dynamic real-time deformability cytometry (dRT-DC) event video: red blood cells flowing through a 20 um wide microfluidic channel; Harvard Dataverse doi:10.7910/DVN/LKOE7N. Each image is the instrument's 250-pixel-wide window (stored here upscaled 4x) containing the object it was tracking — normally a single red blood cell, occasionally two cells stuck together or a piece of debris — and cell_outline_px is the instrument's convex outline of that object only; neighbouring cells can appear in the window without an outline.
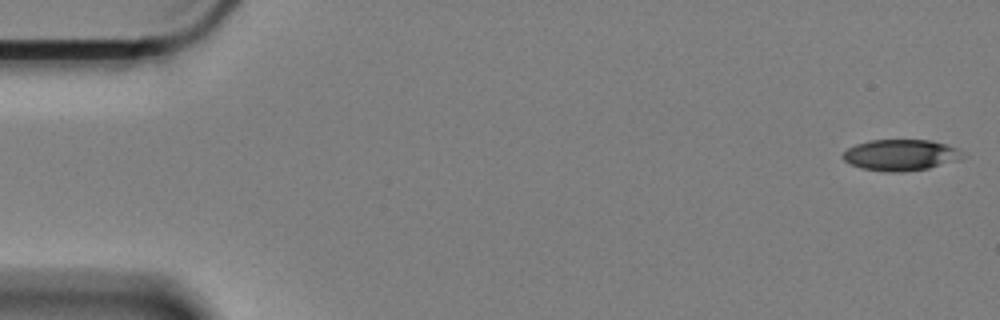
{"species": "Egyptian fruit bat (a non-hibernating species)", "species_latin": "Rousettus aegyptiacus", "temperature_condition": "cold", "stored_images_in_passage": 59, "camera_frame_rate_fps": 3000, "um_per_image_px": 0.085, "animal": {"sex": "female"}, "frame": {"image": 1, "passage_image": 1, "time_ms": 0.0, "image_size_px": [1000, 320], "cell_outline_px": [[964, 156], [928, 168], [900, 172], [888, 172], [864, 168], [852, 164], [844, 160], [840, 156], [848, 148], [856, 144], [872, 140], [932, 140], [960, 148]], "centroid_in_image_um": [76.53, 13.16], "position_along_channel_um": 8.5, "area_um2": 21.39}}
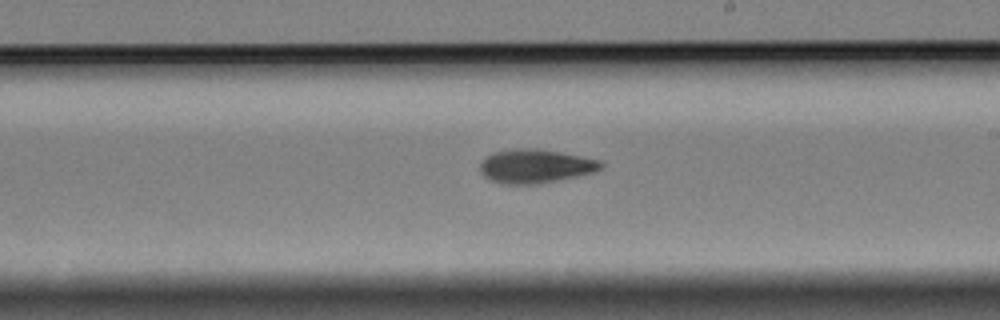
{"frame": {"image": 2, "passage_image": 34, "time_ms": 11.0, "image_size_px": [1000, 320], "cell_outline_px": [[604, 168], [592, 172], [576, 176], [536, 184], [504, 184], [488, 180], [480, 172], [480, 164], [492, 152], [516, 148], [540, 148], [600, 160], [604, 164]], "centroid_in_image_um": [45.49, 14.11], "position_along_channel_um": 243.5, "area_um2": 23.81}}
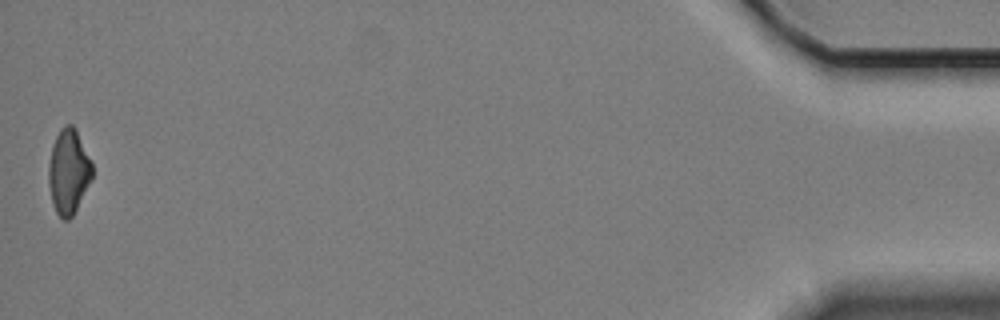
{"frame": {"image": 3, "passage_image": 59, "time_ms": 19.333, "image_size_px": [1000, 320], "cell_outline_px": [[92, 180], [72, 216], [68, 220], [64, 220], [56, 212], [52, 200], [48, 184], [48, 164], [52, 144], [60, 128], [64, 124], [72, 124], [76, 128], [92, 160]], "centroid_in_image_um": [5.83, 14.54], "position_along_channel_um": 429.4, "area_um2": 21.85}, "authors_computed_cell_mechanics": {"area_um2": 22.6576, "velocity_mm_per_s": 3.3312, "shape_relaxation_time_tau1_ms": 6.8759, "shape_relaxation_time_tau2_ms": 7.5333, "deformation_change_tau1": 0.1577, "deformation_change_tau2": 0.1447}}